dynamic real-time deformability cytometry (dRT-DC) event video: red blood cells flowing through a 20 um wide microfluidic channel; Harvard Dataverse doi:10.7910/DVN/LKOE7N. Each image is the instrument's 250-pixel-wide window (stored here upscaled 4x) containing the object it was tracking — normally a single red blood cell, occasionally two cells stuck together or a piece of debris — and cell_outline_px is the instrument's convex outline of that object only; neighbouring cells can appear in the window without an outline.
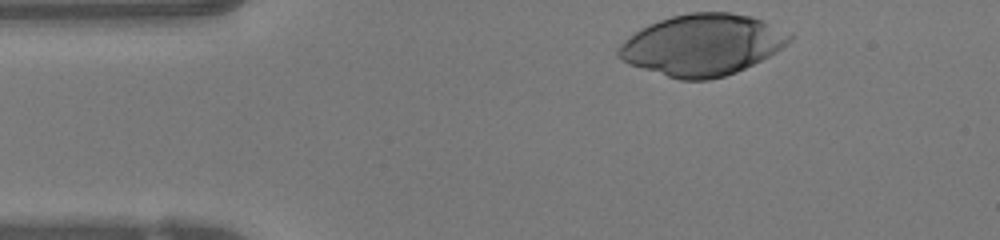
{"species": "human", "species_latin": "Homo sapiens", "temperature_condition": "warm", "stored_images_in_passage": 32, "camera_frame_rate_fps": 3000, "um_per_image_px": 0.085, "donor": {"sex": "female"}, "frame": {"image": 1, "passage_image": 1, "time_ms": 0.0, "image_size_px": [1000, 240], "cell_outline_px": [[792, 40], [788, 44], [776, 52], [736, 72], [724, 76], [708, 80], [680, 80], [628, 64], [616, 56], [616, 48], [624, 40], [648, 24], [672, 16], [688, 12], [732, 12], [752, 16], [764, 20], [792, 36]], "centroid_in_image_um": [59.67, 3.81], "position_along_channel_um": 25.3, "area_um2": 60.92}}